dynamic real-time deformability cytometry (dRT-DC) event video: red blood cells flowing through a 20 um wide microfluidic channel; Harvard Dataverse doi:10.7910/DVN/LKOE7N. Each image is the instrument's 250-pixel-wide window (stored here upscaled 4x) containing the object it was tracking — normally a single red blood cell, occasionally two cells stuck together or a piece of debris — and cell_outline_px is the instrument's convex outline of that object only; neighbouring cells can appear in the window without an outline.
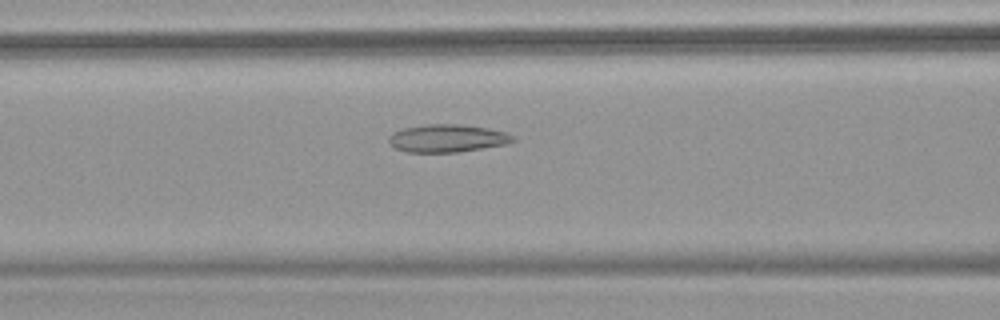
{"species": "common noctule bat (a hibernating species)", "species_latin": "Nyctalus noctula", "temperature_condition": "warm", "stored_images_in_passage": 49, "camera_frame_rate_fps": 3000, "um_per_image_px": 0.085, "animal": {"sex": "female", "body_mass_g": 18.4}, "frame": {"image": 1, "passage_image": 19, "time_ms": 6.0, "image_size_px": [1000, 320], "cell_outline_px": [[516, 140], [508, 144], [460, 152], [404, 152], [396, 148], [388, 140], [388, 136], [392, 132], [404, 128], [428, 124], [460, 124], [488, 128], [508, 132]], "centroid_in_image_um": [38.04, 11.75], "position_along_channel_um": 128.6, "area_um2": 20.23}}
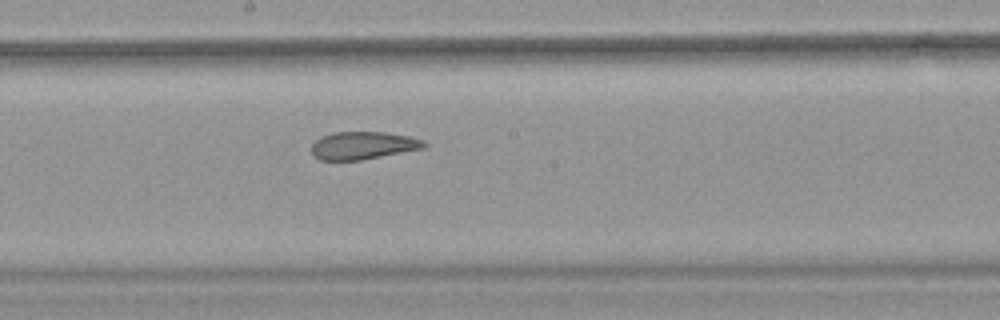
{"frame": {"image": 2, "passage_image": 26, "time_ms": 8.333, "image_size_px": [1000, 320], "cell_outline_px": [[428, 144], [424, 148], [360, 160], [320, 160], [312, 156], [312, 144], [316, 140], [324, 136], [336, 132], [384, 132], [408, 136], [424, 140]], "centroid_in_image_um": [30.86, 12.37], "position_along_channel_um": 217.3, "area_um2": 18.03}}
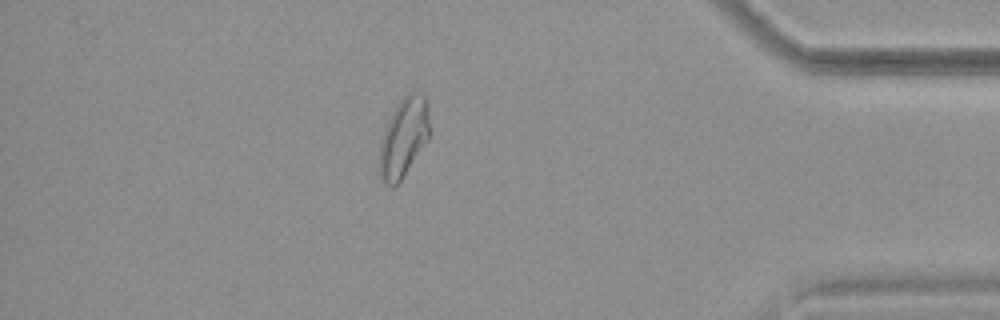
{"frame": {"image": 3, "passage_image": 43, "time_ms": 14.0, "image_size_px": [1000, 320], "cell_outline_px": [[428, 140], [400, 180], [392, 188], [380, 176], [380, 144], [384, 128], [392, 112], [400, 100], [408, 92], [420, 92], [424, 96], [428, 104]], "centroid_in_image_um": [34.31, 11.64], "position_along_channel_um": 400.9, "area_um2": 22.66}, "authors_computed_cell_mechanics": {"area_um2": 21.675, "velocity_mm_per_s": 3.8262, "shape_relaxation_time_tau1_ms": null, "shape_relaxation_time_tau2_ms": 2.0394, "deformation_change_tau1": null, "deformation_change_tau2": 0.0885}}